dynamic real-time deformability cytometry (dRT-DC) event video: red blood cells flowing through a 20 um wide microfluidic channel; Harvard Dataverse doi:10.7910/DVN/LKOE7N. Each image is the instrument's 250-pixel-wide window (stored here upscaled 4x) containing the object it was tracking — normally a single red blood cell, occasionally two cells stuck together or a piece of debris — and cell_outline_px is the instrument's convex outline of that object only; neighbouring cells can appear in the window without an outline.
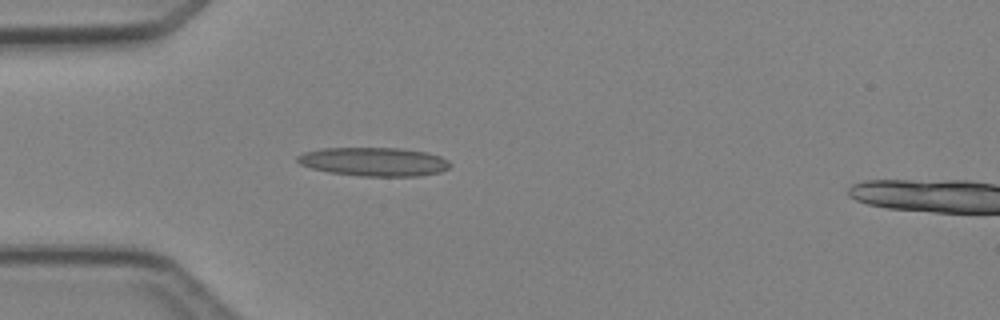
{"species": "Egyptian fruit bat (a non-hibernating species)", "species_latin": "Rousettus aegyptiacus", "temperature_condition": "cold", "stored_images_in_passage": 4, "camera_frame_rate_fps": 3000, "um_per_image_px": 0.085, "animal": {"sex": "female"}, "frame": {"image": 1, "passage_image": 3, "time_ms": 2.333, "image_size_px": [1000, 320], "cell_outline_px": [[452, 164], [448, 168], [440, 172], [420, 176], [360, 176], [332, 172], [312, 168], [300, 164], [296, 160], [296, 156], [304, 152], [320, 148], [400, 148], [428, 152], [440, 156], [448, 160]], "centroid_in_image_um": [31.81, 13.74], "position_along_channel_um": 53.2, "area_um2": 25.61}}